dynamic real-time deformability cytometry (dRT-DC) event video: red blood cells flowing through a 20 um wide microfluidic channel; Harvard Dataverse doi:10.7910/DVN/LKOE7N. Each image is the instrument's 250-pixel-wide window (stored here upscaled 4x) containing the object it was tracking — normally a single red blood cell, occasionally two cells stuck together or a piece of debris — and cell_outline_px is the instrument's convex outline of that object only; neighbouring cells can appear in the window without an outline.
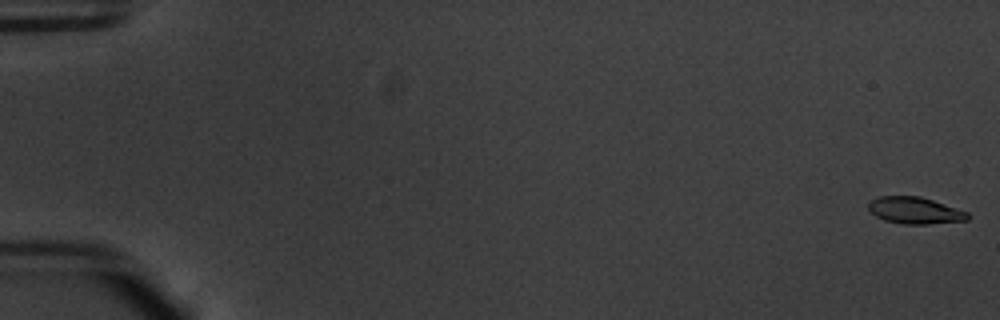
{"species": "common noctule bat (a hibernating species)", "species_latin": "Nyctalus noctula", "temperature_condition": "warm", "stored_images_in_passage": 55, "camera_frame_rate_fps": 3000, "um_per_image_px": 0.085, "animal": {"sex": "male", "body_mass_g": 20.1, "forearm_length_mm": 53.5}, "frame": {"image": 1, "passage_image": 1, "time_ms": 0.0, "image_size_px": [1000, 320], "cell_outline_px": [[968, 220], [928, 224], [904, 224], [884, 220], [876, 216], [868, 208], [868, 200], [880, 196], [920, 196], [968, 212]], "centroid_in_image_um": [77.73, 17.88], "position_along_channel_um": 7.3, "area_um2": 15.37}}
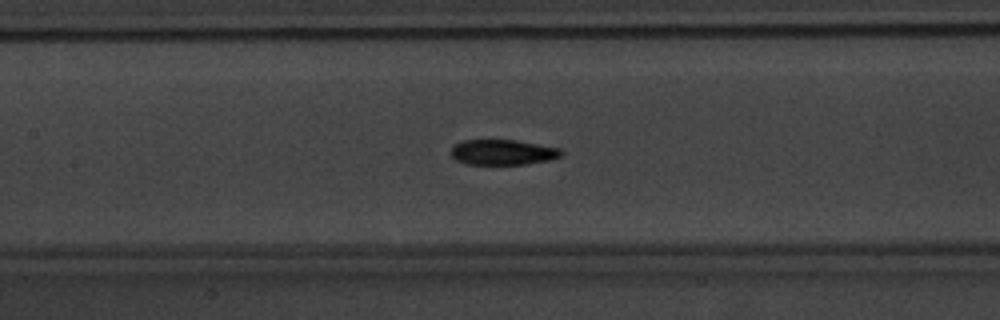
{"frame": {"image": 2, "passage_image": 27, "time_ms": 8.667, "image_size_px": [1000, 320], "cell_outline_px": [[564, 152], [560, 156], [548, 160], [524, 164], [464, 164], [456, 160], [452, 156], [452, 144], [464, 140], [516, 140], [560, 148]], "centroid_in_image_um": [42.71, 12.93], "position_along_channel_um": 164.7, "area_um2": 16.24}}
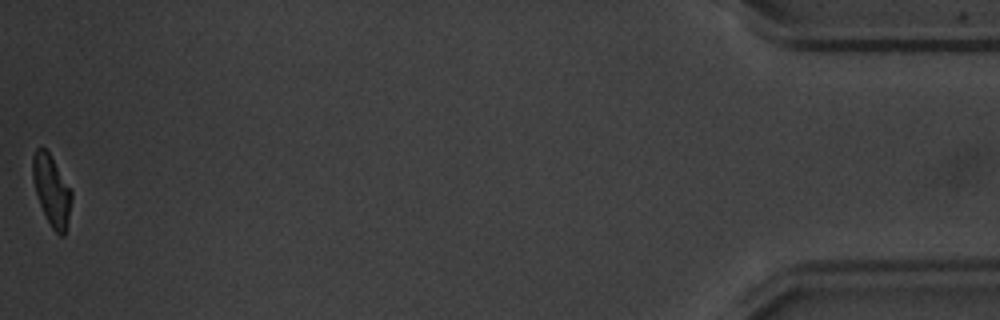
{"frame": {"image": 3, "passage_image": 55, "time_ms": 18.0, "image_size_px": [1000, 320], "cell_outline_px": [[72, 196], [64, 236], [60, 236], [52, 228], [40, 204], [32, 180], [32, 156], [36, 148], [44, 148], [48, 152], [72, 192]], "centroid_in_image_um": [4.36, 16.17], "position_along_channel_um": 430.8, "area_um2": 15.43}, "authors_computed_cell_mechanics": {"area_um2": 16.762, "velocity_mm_per_s": 3.794, "shape_relaxation_time_tau1_ms": 3.4413, "shape_relaxation_time_tau2_ms": 1.8095, "deformation_change_tau1": 0.1538, "deformation_change_tau2": 0.0703}}